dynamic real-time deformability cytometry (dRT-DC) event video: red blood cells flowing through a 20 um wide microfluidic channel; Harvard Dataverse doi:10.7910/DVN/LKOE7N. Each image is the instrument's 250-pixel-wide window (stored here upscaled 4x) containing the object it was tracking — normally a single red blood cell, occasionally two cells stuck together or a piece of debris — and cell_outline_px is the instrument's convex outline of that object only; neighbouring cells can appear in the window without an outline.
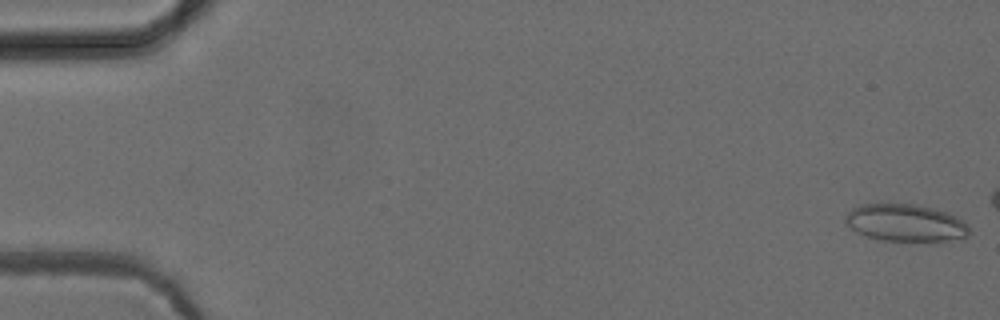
{"species": "common noctule bat (a hibernating species)", "species_latin": "Nyctalus noctula", "temperature_condition": "cold", "stored_images_in_passage": 16, "camera_frame_rate_fps": 3000, "um_per_image_px": 0.085, "animal": {"sex": "female", "body_mass_g": 24.6, "forearm_length_mm": 56.2}, "frame": {"image": 1, "passage_image": 1, "time_ms": 0.0, "image_size_px": [1000, 320], "cell_outline_px": [[968, 236], [964, 240], [940, 244], [880, 240], [856, 232], [844, 224], [844, 216], [852, 208], [860, 204], [916, 204], [948, 212], [956, 216], [968, 224]], "centroid_in_image_um": [77.04, 19.0], "position_along_channel_um": 8.0, "area_um2": 28.21}}